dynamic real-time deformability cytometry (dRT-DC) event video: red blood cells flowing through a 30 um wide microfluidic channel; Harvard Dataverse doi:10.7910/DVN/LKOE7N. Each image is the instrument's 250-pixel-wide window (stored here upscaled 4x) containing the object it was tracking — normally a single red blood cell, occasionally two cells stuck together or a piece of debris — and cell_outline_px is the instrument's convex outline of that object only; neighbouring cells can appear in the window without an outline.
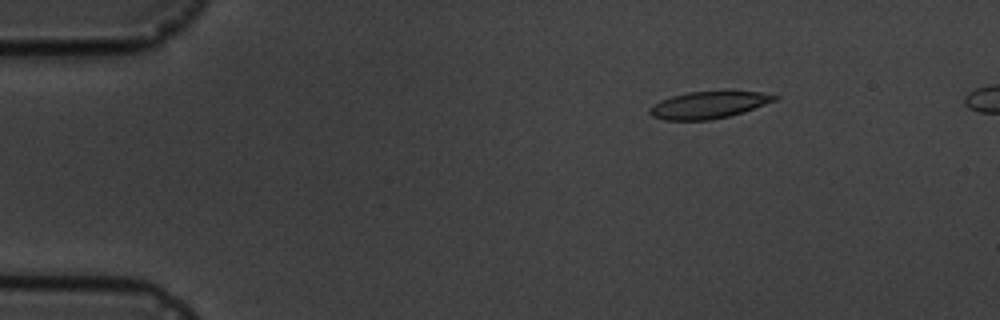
{"species": "common noctule bat (a hibernating species)", "species_latin": "Nyctalus noctula", "temperature_condition": "cold", "stored_images_in_passage": 4, "camera_frame_rate_fps": 3000, "um_per_image_px": 0.085, "animal": {"sex": "male", "body_mass_g": 19.5, "forearm_length_mm": 54.6}, "frame": {"image": 1, "passage_image": 1, "time_ms": 0.0, "image_size_px": [1000, 320], "cell_outline_px": [[780, 96], [776, 100], [744, 112], [728, 116], [708, 120], [664, 120], [652, 116], [648, 112], [660, 100], [672, 96], [688, 92], [724, 88], [760, 92]], "centroid_in_image_um": [60.3, 8.87], "position_along_channel_um": 24.7, "area_um2": 20.29}}